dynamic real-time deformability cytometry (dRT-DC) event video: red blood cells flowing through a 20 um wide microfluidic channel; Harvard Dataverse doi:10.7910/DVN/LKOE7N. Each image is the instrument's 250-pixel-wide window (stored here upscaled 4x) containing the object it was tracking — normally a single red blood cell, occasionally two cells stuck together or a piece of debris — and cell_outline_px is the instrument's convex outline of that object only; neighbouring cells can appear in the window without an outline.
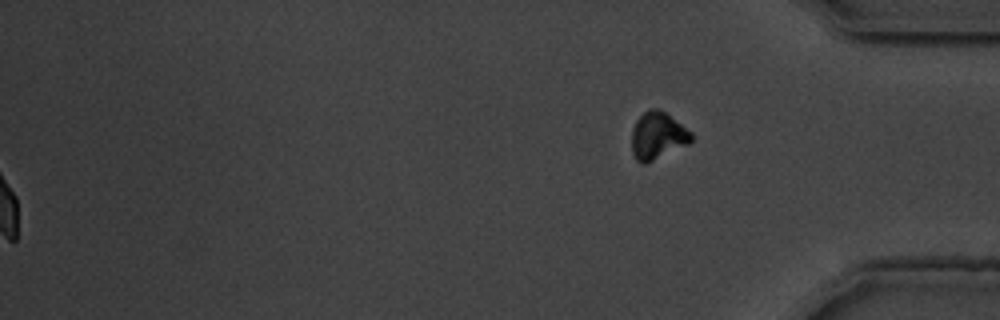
{"species": "common noctule bat (a hibernating species)", "species_latin": "Nyctalus noctula", "temperature_condition": "warm", "stored_images_in_passage": 44, "segment_of_instrument_passage": [2, 2], "camera_frame_rate_fps": 3000, "um_per_image_px": 0.085, "animal": {"sex": "male", "body_mass_g": 19.5, "forearm_length_mm": 54.6}, "frame": {"image": 1, "passage_image": 44, "time_ms": 14.333, "image_size_px": [1000, 320], "cell_outline_px": [[692, 140], [688, 144], [644, 164], [640, 164], [636, 160], [632, 152], [632, 128], [636, 120], [648, 108], [656, 108], [664, 112], [692, 132]], "centroid_in_image_um": [55.87, 11.53], "position_along_channel_um": 379.3, "area_um2": 16.24}}